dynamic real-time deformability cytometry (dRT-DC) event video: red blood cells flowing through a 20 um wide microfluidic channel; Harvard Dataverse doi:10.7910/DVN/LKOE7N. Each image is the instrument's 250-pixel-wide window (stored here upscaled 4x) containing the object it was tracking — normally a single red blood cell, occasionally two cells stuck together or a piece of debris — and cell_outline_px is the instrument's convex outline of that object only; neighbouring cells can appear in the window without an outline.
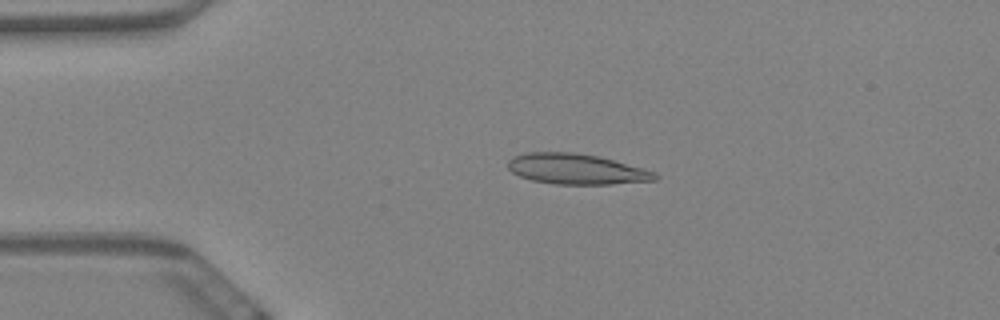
{"species": "Egyptian fruit bat (a non-hibernating species)", "species_latin": "Rousettus aegyptiacus", "temperature_condition": "warm", "stored_images_in_passage": 48, "camera_frame_rate_fps": 3000, "um_per_image_px": 0.085, "animal": {"sex": "female"}, "frame": {"image": 1, "passage_image": 2, "time_ms": 0.333, "image_size_px": [1000, 320], "cell_outline_px": [[660, 176], [656, 180], [612, 184], [556, 184], [532, 180], [520, 176], [512, 172], [508, 168], [508, 160], [516, 156], [528, 152], [572, 152], [596, 156], [644, 168], [656, 172]], "centroid_in_image_um": [49.01, 14.37], "position_along_channel_um": 36.0, "area_um2": 25.95}}
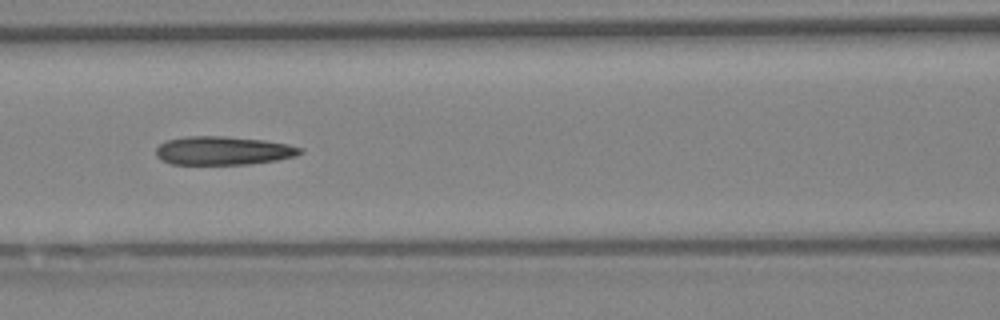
{"frame": {"image": 2, "passage_image": 15, "time_ms": 4.667, "image_size_px": [1000, 320], "cell_outline_px": [[304, 152], [296, 156], [276, 160], [248, 164], [172, 164], [160, 160], [156, 156], [156, 148], [160, 144], [168, 140], [188, 136], [224, 136], [264, 140], [288, 144], [304, 148]], "centroid_in_image_um": [18.99, 12.8], "position_along_channel_um": 147.6, "area_um2": 24.04}}
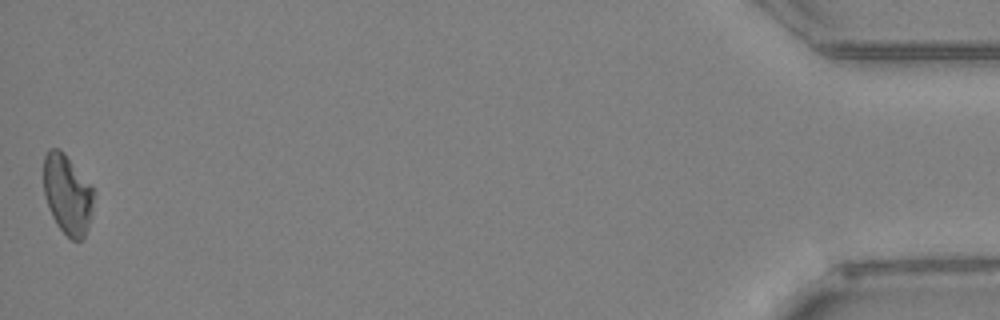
{"frame": {"image": 3, "passage_image": 48, "time_ms": 15.667, "image_size_px": [1000, 320], "cell_outline_px": [[96, 192], [92, 216], [84, 240], [72, 240], [56, 224], [48, 208], [44, 196], [44, 156], [48, 148], [60, 148], [64, 152]], "centroid_in_image_um": [5.75, 16.53], "position_along_channel_um": 429.4, "area_um2": 23.7}, "authors_computed_cell_mechanics": {"area_um2": 23.9003, "velocity_mm_per_s": 3.4392, "shape_relaxation_time_tau1_ms": null, "shape_relaxation_time_tau2_ms": 7.1305, "deformation_change_tau1": null, "deformation_change_tau2": 0.1563}}